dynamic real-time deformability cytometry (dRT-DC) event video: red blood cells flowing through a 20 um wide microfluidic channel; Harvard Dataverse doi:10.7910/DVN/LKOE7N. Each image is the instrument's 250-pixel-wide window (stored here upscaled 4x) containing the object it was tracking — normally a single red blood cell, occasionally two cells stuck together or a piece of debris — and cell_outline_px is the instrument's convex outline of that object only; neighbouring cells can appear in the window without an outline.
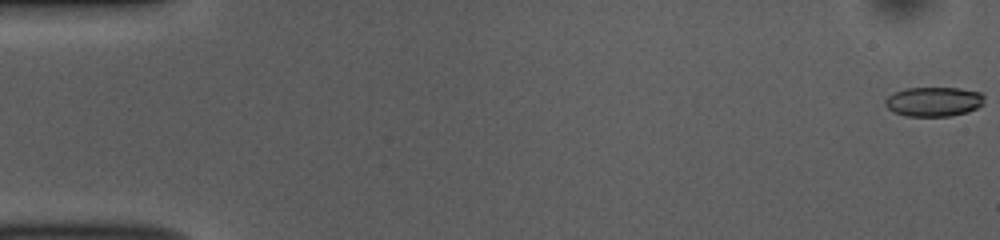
{"species": "common noctule bat (a hibernating species)", "species_latin": "Nyctalus noctula", "temperature_condition": "room temperature", "stored_images_in_passage": 15, "camera_frame_rate_fps": 3000, "um_per_image_px": 0.085, "animal": {"sex": "female", "body_mass_g": 10.0, "forearm_length_mm": 53.1}, "frame": {"image": 1, "passage_image": 1, "time_ms": 0.0, "image_size_px": [1000, 240], "cell_outline_px": [[984, 104], [968, 112], [952, 116], [904, 116], [892, 112], [884, 104], [884, 100], [892, 92], [904, 88], [960, 88], [980, 92], [984, 96]], "centroid_in_image_um": [79.34, 8.64], "position_along_channel_um": 5.7, "area_um2": 17.34}}
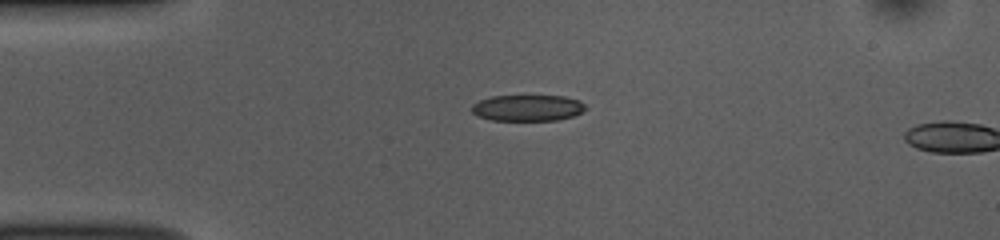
{"frame": {"image": 2, "passage_image": 13, "time_ms": 4.0, "image_size_px": [1000, 240], "cell_outline_px": [[588, 108], [572, 116], [556, 120], [492, 120], [476, 116], [472, 112], [472, 104], [480, 100], [492, 96], [564, 96], [580, 100]], "centroid_in_image_um": [44.84, 9.17], "position_along_channel_um": 40.2, "area_um2": 17.34}}